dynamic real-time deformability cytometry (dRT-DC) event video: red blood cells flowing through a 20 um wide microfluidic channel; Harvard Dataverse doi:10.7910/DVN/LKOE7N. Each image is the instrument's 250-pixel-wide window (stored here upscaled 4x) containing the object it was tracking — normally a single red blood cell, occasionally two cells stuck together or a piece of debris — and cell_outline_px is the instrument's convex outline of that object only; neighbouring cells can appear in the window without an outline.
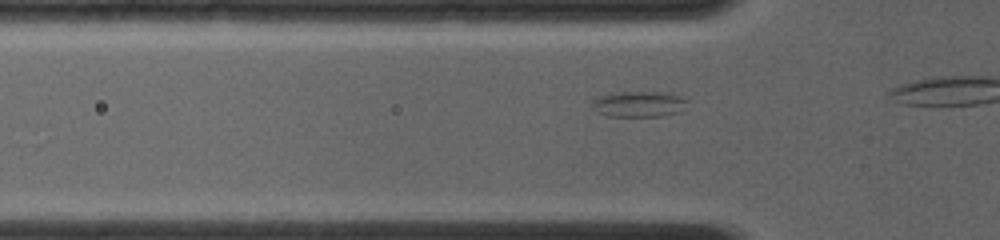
{"species": "common noctule bat (a hibernating species)", "species_latin": "Nyctalus noctula", "temperature_condition": "room temperature", "stored_images_in_passage": 11, "camera_frame_rate_fps": 4000, "um_per_image_px": 0.085, "animal": {"sex": "female", "body_mass_g": 19.0, "forearm_length_mm": 56.7}, "frame": {"image": 1, "passage_image": 5, "time_ms": 1.0, "image_size_px": [1000, 240], "cell_outline_px": [[688, 100], [680, 112], [664, 116], [608, 116], [596, 112], [592, 108], [592, 100], [600, 96], [620, 92], [660, 92], [680, 96]], "centroid_in_image_um": [54.29, 8.86], "position_along_channel_um": 71.5, "area_um2": 14.22}}
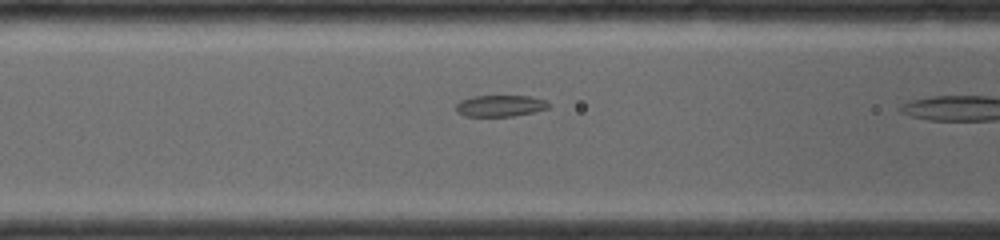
{"frame": {"image": 2, "passage_image": 10, "time_ms": 2.25, "image_size_px": [1000, 240], "cell_outline_px": [[552, 104], [548, 108], [536, 112], [512, 116], [464, 116], [456, 112], [456, 104], [460, 100], [472, 96], [528, 96], [544, 100]], "centroid_in_image_um": [42.51, 9.0], "position_along_channel_um": 124.1, "area_um2": 11.68}}